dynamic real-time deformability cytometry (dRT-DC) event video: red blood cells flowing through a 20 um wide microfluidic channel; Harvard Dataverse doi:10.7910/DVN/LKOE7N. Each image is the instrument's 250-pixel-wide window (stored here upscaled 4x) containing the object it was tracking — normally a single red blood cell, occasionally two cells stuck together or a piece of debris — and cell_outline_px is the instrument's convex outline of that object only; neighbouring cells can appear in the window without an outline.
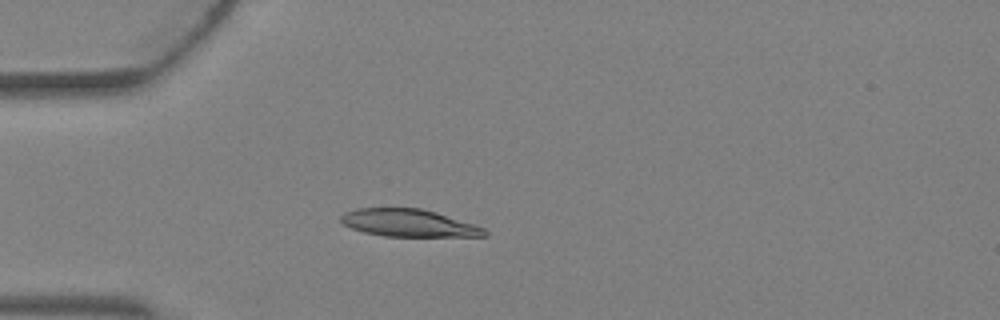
{"species": "Egyptian fruit bat (a non-hibernating species)", "species_latin": "Rousettus aegyptiacus", "temperature_condition": "warm", "stored_images_in_passage": 3, "camera_frame_rate_fps": 3000, "um_per_image_px": 0.085, "animal": {"sex": "female"}, "frame": {"image": 1, "passage_image": 3, "time_ms": 0.667, "image_size_px": [1000, 320], "cell_outline_px": [[488, 236], [384, 236], [364, 232], [352, 228], [344, 224], [340, 220], [340, 216], [344, 212], [356, 208], [420, 208], [436, 212], [476, 224], [484, 228], [488, 232]], "centroid_in_image_um": [34.75, 18.95], "position_along_channel_um": 50.2, "area_um2": 23.0}}